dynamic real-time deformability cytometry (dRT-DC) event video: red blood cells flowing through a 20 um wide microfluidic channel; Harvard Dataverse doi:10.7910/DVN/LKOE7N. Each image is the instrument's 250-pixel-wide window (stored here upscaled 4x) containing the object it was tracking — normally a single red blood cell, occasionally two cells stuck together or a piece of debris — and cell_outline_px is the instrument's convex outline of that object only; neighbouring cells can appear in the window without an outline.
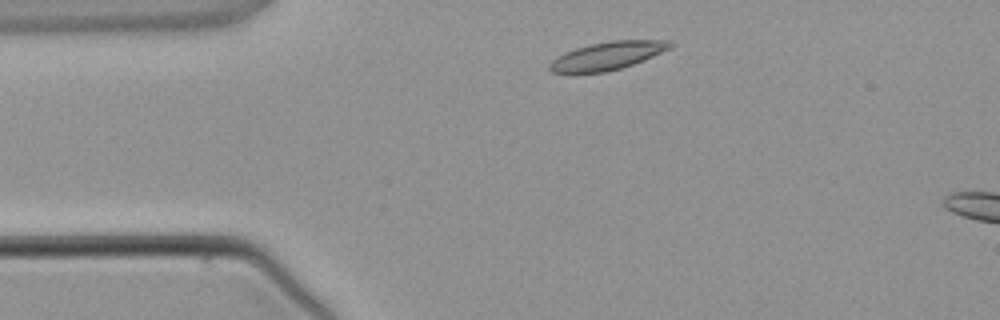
{"species": "common noctule bat (a hibernating species)", "species_latin": "Nyctalus noctula", "temperature_condition": "warm", "stored_images_in_passage": 2, "segment_of_instrument_passage": [1, 2], "camera_frame_rate_fps": 3000, "um_per_image_px": 0.085, "animal": {"sex": "male", "body_mass_g": 21.5, "forearm_length_mm": 52.0}, "frame": {"image": 1, "passage_image": 1, "time_ms": 0.0, "image_size_px": [1000, 320], "cell_outline_px": [[676, 44], [672, 48], [644, 60], [620, 68], [604, 72], [552, 72], [548, 68], [548, 64], [552, 60], [564, 52], [588, 44], [612, 40], [668, 40]], "centroid_in_image_um": [51.67, 4.72], "position_along_channel_um": 33.3, "area_um2": 19.65}}